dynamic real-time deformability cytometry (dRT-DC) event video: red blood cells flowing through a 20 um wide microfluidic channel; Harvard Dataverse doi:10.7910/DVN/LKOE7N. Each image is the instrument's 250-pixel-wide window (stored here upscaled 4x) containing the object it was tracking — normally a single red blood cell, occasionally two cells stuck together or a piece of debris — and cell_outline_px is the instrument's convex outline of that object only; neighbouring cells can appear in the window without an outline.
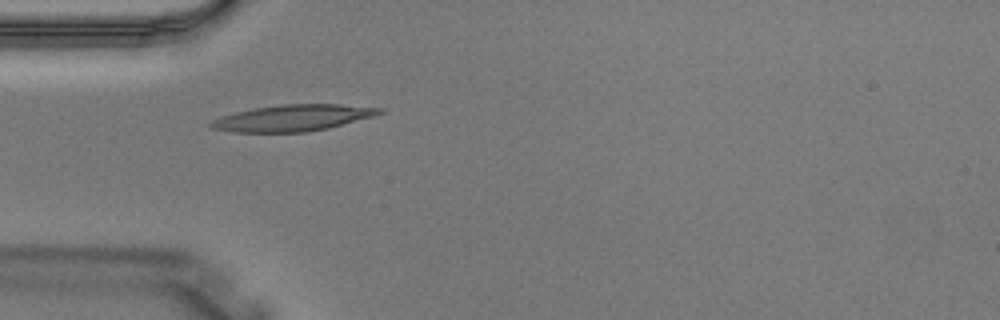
{"species": "Egyptian fruit bat (a non-hibernating species)", "species_latin": "Rousettus aegyptiacus", "temperature_condition": "warm", "stored_images_in_passage": 3, "camera_frame_rate_fps": 3000, "um_per_image_px": 0.085, "animal": {"sex": "male"}, "frame": {"image": 1, "passage_image": 3, "time_ms": 0.667, "image_size_px": [1000, 320], "cell_outline_px": [[384, 112], [376, 116], [328, 128], [304, 132], [232, 132], [212, 128], [208, 124], [212, 120], [236, 112], [256, 108], [280, 104], [340, 104], [384, 108]], "centroid_in_image_um": [24.95, 10.02], "position_along_channel_um": 60.0, "area_um2": 25.84}}